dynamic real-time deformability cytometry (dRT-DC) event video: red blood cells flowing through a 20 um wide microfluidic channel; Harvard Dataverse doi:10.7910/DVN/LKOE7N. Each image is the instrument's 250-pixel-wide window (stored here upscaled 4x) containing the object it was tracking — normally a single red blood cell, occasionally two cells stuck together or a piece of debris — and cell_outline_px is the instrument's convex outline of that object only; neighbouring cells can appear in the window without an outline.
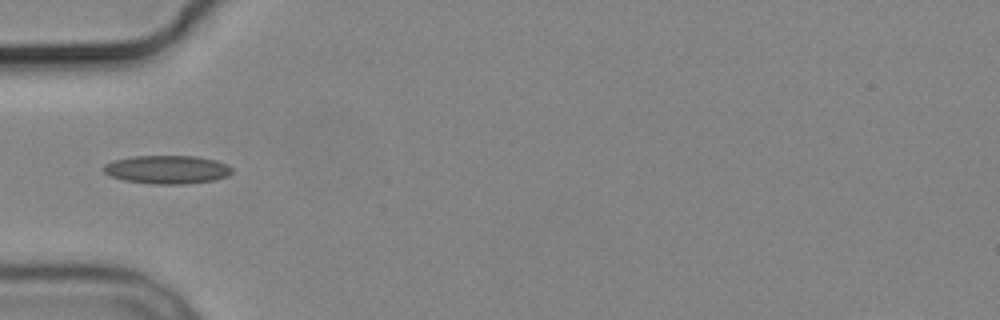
{"species": "common noctule bat (a hibernating species)", "species_latin": "Nyctalus noctula", "temperature_condition": "cold", "stored_images_in_passage": 4, "camera_frame_rate_fps": 3000, "um_per_image_px": 0.085, "animal": {"sex": "male", "body_mass_g": 19.2, "forearm_length_mm": 51.8}, "frame": {"image": 1, "passage_image": 4, "time_ms": 6.0, "image_size_px": [1000, 320], "cell_outline_px": [[232, 172], [228, 176], [212, 180], [184, 184], [152, 184], [124, 180], [112, 176], [104, 172], [100, 168], [104, 164], [112, 160], [132, 156], [196, 156], [216, 160], [228, 164], [232, 168]], "centroid_in_image_um": [14.18, 14.4], "position_along_channel_um": 70.8, "area_um2": 21.39}}